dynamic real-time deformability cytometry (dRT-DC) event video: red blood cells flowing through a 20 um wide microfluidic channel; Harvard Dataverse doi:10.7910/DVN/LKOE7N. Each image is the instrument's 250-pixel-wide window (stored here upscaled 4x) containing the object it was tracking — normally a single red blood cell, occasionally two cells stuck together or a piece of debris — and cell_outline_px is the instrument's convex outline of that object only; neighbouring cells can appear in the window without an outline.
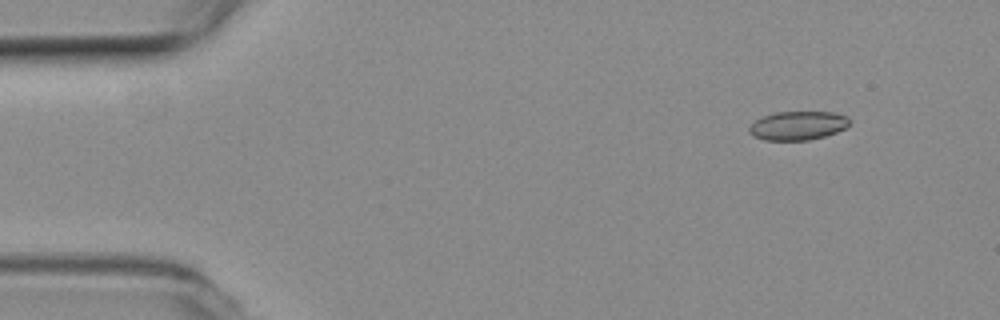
{"species": "common noctule bat (a hibernating species)", "species_latin": "Nyctalus noctula", "temperature_condition": "room temperature", "stored_images_in_passage": 6, "camera_frame_rate_fps": 3000, "um_per_image_px": 0.085, "animal": {"sex": "female", "body_mass_g": 19.3, "forearm_length_mm": 54.1}, "frame": {"image": 1, "passage_image": 2, "time_ms": 0.333, "image_size_px": [1000, 320], "cell_outline_px": [[852, 120], [844, 128], [836, 132], [824, 136], [808, 140], [764, 140], [752, 136], [748, 132], [748, 128], [756, 120], [764, 116], [776, 112], [832, 112], [848, 116]], "centroid_in_image_um": [67.81, 10.67], "position_along_channel_um": 17.2, "area_um2": 16.82}}
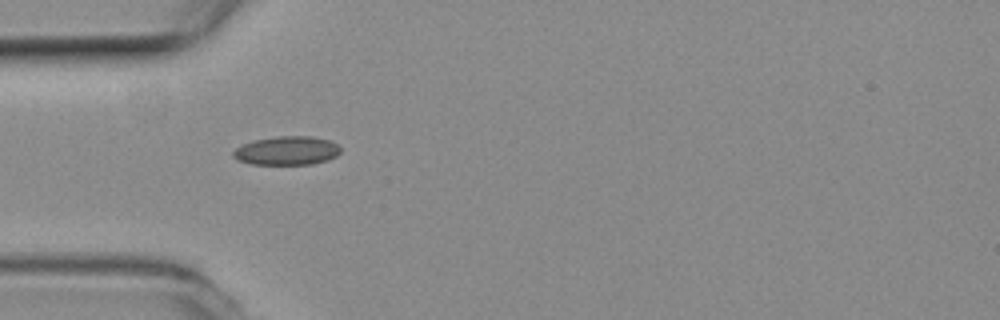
{"frame": {"image": 2, "passage_image": 5, "time_ms": 1.333, "image_size_px": [1000, 320], "cell_outline_px": [[340, 152], [336, 156], [328, 160], [312, 164], [252, 164], [236, 160], [232, 156], [232, 152], [240, 144], [252, 140], [276, 136], [312, 136], [328, 140], [336, 144], [340, 148]], "centroid_in_image_um": [24.33, 12.8], "position_along_channel_um": 60.7, "area_um2": 18.15}}
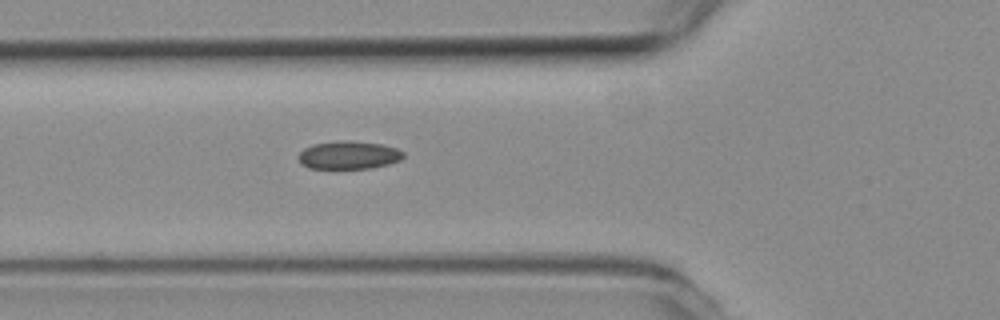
{"frame": {"image": 3, "passage_image": 6, "time_ms": 1.667, "image_size_px": [1000, 320], "cell_outline_px": [[404, 156], [400, 160], [388, 164], [372, 168], [308, 168], [300, 164], [296, 156], [304, 148], [312, 144], [340, 140], [348, 140], [380, 144], [396, 148], [404, 152]], "centroid_in_image_um": [29.59, 13.18], "position_along_channel_um": 96.2, "area_um2": 17.28}}